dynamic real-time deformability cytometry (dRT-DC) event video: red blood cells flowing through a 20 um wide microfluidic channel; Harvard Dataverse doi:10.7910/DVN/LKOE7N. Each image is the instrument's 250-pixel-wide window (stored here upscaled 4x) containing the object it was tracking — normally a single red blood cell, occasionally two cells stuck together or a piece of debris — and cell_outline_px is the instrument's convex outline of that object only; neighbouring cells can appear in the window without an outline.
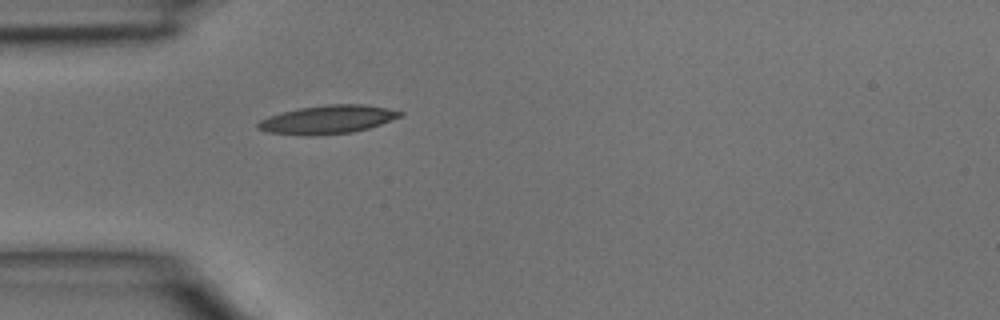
{"species": "common noctule bat (a hibernating species)", "species_latin": "Nyctalus noctula", "temperature_condition": "room temperature", "stored_images_in_passage": 4, "camera_frame_rate_fps": 3000, "um_per_image_px": 0.085, "animal": {"sex": "male", "body_mass_g": 15.6}, "frame": {"image": 1, "passage_image": 4, "time_ms": 1.0, "image_size_px": [1000, 320], "cell_outline_px": [[404, 116], [368, 128], [352, 132], [308, 136], [304, 136], [268, 132], [256, 128], [256, 124], [260, 120], [284, 112], [300, 108], [328, 104], [364, 104], [388, 108], [404, 112]], "centroid_in_image_um": [27.89, 10.16], "position_along_channel_um": 57.1, "area_um2": 23.47}}